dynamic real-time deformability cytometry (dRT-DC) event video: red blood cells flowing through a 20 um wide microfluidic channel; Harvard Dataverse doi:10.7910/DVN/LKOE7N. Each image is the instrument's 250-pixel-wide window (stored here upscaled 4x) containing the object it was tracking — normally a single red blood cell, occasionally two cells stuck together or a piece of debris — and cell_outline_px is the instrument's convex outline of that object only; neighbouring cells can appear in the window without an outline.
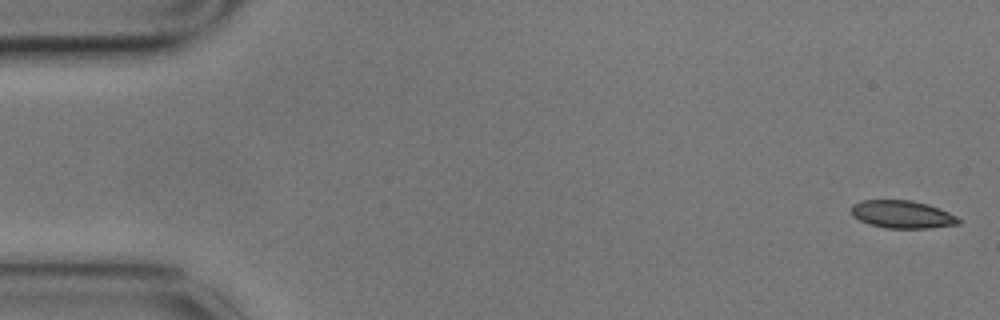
{"species": "common noctule bat (a hibernating species)", "species_latin": "Nyctalus noctula", "temperature_condition": "cold", "stored_images_in_passage": 9, "camera_frame_rate_fps": 3000, "um_per_image_px": 0.085, "animal": {"sex": "male", "body_mass_g": 17.9}, "frame": {"image": 1, "passage_image": 1, "time_ms": 0.0, "image_size_px": [1000, 320], "cell_outline_px": [[960, 224], [928, 228], [884, 228], [868, 224], [852, 216], [852, 204], [860, 200], [912, 200], [928, 204], [940, 208], [956, 216], [960, 220]], "centroid_in_image_um": [76.68, 18.22], "position_along_channel_um": 8.3, "area_um2": 17.46}}
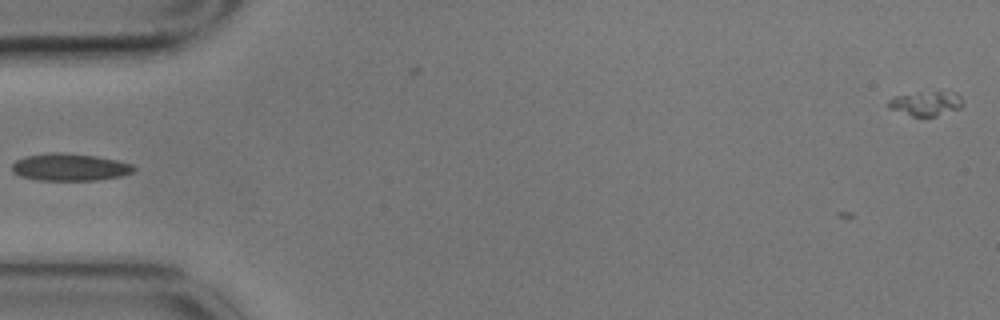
{"frame": {"image": 2, "passage_image": 6, "time_ms": 1.667, "image_size_px": [1000, 320], "cell_outline_px": [[136, 168], [132, 172], [120, 176], [96, 180], [40, 180], [20, 176], [12, 172], [12, 164], [16, 160], [28, 156], [52, 152], [64, 152], [96, 156], [116, 160], [132, 164]], "centroid_in_image_um": [5.92, 14.2], "position_along_channel_um": 79.1, "area_um2": 19.25}}